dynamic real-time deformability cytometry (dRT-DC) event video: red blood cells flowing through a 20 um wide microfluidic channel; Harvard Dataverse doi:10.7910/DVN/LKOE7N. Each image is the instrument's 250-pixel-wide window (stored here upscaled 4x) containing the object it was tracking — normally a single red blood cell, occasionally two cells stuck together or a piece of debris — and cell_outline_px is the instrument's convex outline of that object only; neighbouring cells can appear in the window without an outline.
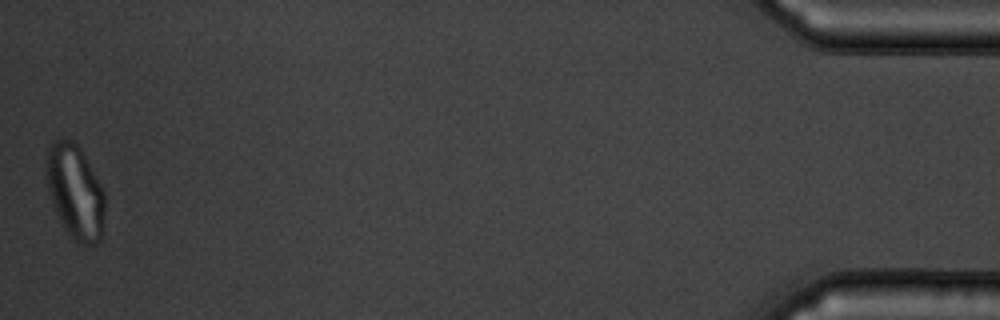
{"species": "common noctule bat (a hibernating species)", "species_latin": "Nyctalus noctula", "temperature_condition": "warm", "stored_images_in_passage": 54, "camera_frame_rate_fps": 3000, "um_per_image_px": 0.085, "animal": {"sex": "male", "body_mass_g": 19.5, "forearm_length_mm": 54.6}, "frame": {"image": 1, "passage_image": 54, "time_ms": 17.667, "image_size_px": [1000, 320], "cell_outline_px": [[104, 212], [100, 240], [96, 244], [84, 244], [72, 240], [64, 228], [56, 212], [48, 192], [48, 148], [52, 140], [72, 140], [80, 148], [100, 184], [104, 192]], "centroid_in_image_um": [6.4, 16.33], "position_along_channel_um": 428.8, "area_um2": 31.44}}